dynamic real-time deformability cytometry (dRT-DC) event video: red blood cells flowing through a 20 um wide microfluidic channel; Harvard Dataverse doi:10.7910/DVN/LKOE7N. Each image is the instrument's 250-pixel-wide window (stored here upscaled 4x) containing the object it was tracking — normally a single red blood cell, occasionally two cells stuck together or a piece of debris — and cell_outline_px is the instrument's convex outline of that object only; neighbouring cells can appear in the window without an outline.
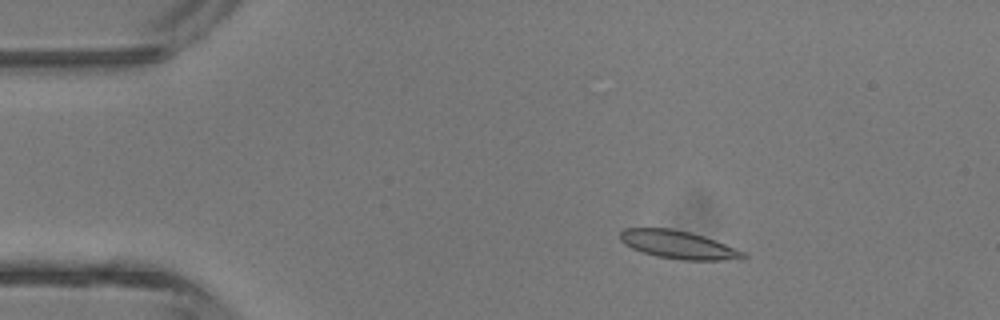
{"species": "common noctule bat (a hibernating species)", "species_latin": "Nyctalus noctula", "temperature_condition": "room temperature", "stored_images_in_passage": 4, "camera_frame_rate_fps": 3000, "um_per_image_px": 0.085, "animal": {"sex": "male", "body_mass_g": 13.3}, "frame": {"image": 1, "passage_image": 2, "time_ms": 1.333, "image_size_px": [1000, 320], "cell_outline_px": [[748, 256], [740, 260], [680, 260], [656, 256], [632, 248], [624, 244], [620, 240], [620, 232], [624, 228], [672, 228], [704, 236], [736, 248], [744, 252]], "centroid_in_image_um": [57.67, 20.81], "position_along_channel_um": 27.3, "area_um2": 20.17}}
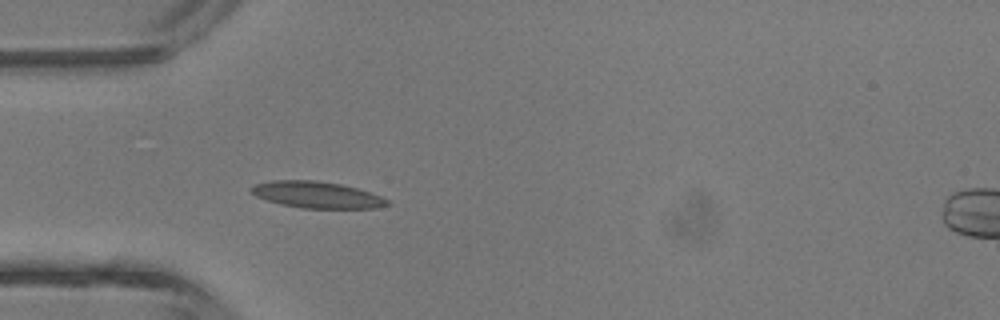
{"frame": {"image": 2, "passage_image": 3, "time_ms": 3.333, "image_size_px": [1000, 320], "cell_outline_px": [[392, 204], [376, 208], [300, 208], [280, 204], [256, 196], [248, 188], [256, 184], [272, 180], [316, 180], [340, 184], [356, 188], [380, 196], [388, 200]], "centroid_in_image_um": [26.92, 16.56], "position_along_channel_um": 58.1, "area_um2": 20.92}}